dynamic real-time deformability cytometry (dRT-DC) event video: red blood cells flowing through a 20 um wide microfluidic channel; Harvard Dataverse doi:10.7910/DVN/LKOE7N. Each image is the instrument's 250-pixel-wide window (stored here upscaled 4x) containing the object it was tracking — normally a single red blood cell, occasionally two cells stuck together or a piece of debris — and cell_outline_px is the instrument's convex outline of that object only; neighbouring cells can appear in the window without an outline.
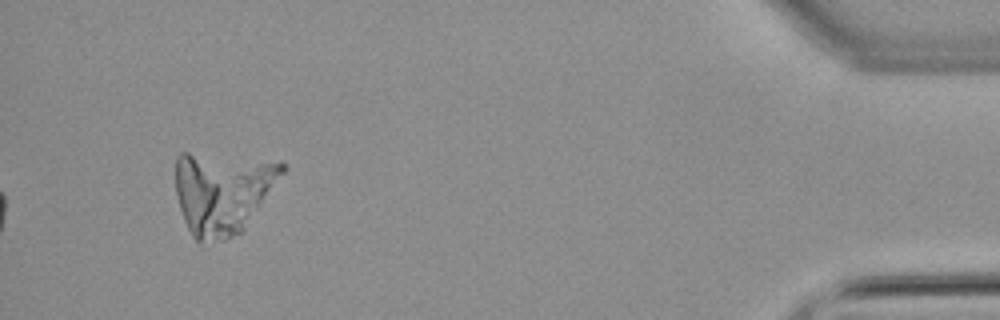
{"species": "common noctule bat (a hibernating species)", "species_latin": "Nyctalus noctula", "temperature_condition": "warm", "stored_images_in_passage": 52, "camera_frame_rate_fps": 3000, "um_per_image_px": 0.085, "animal": {"sex": "male", "body_mass_g": 21.5, "forearm_length_mm": 52.0}, "frame": {"image": 1, "passage_image": 49, "time_ms": 16.0, "image_size_px": [1000, 320], "cell_outline_px": [[284, 172], [260, 204], [252, 208], [248, 208], [240, 200], [232, 180], [240, 172], [260, 164], [280, 160], [284, 164]], "centroid_in_image_um": [21.89, 15.5], "position_along_channel_um": 413.3, "area_um2": 10.75}}